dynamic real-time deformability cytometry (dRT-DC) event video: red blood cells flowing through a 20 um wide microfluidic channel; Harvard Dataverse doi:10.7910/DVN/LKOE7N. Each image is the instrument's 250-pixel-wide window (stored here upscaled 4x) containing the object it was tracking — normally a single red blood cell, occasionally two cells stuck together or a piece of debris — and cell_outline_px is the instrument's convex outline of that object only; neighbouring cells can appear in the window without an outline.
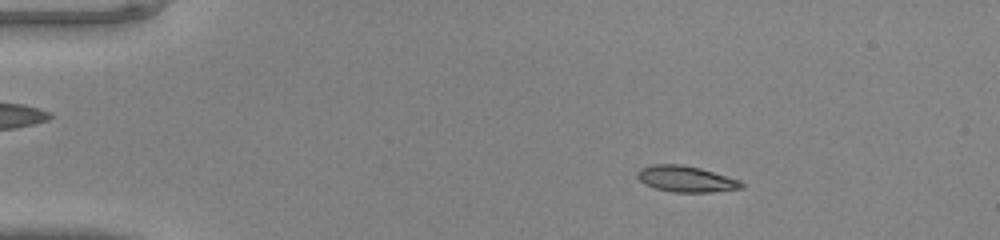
{"species": "common noctule bat (a hibernating species)", "species_latin": "Nyctalus noctula", "temperature_condition": "warm", "stored_images_in_passage": 47, "camera_frame_rate_fps": 3000, "um_per_image_px": 0.085, "animal": {"sex": "male", "body_mass_g": 20.0, "forearm_length_mm": 53.3}, "frame": {"image": 1, "passage_image": 8, "time_ms": 2.333, "image_size_px": [1000, 240], "cell_outline_px": [[744, 188], [712, 192], [672, 192], [656, 188], [644, 184], [636, 176], [636, 172], [640, 168], [652, 164], [680, 164], [700, 168], [740, 180], [744, 184]], "centroid_in_image_um": [58.29, 15.21], "position_along_channel_um": 26.7, "area_um2": 15.9}}
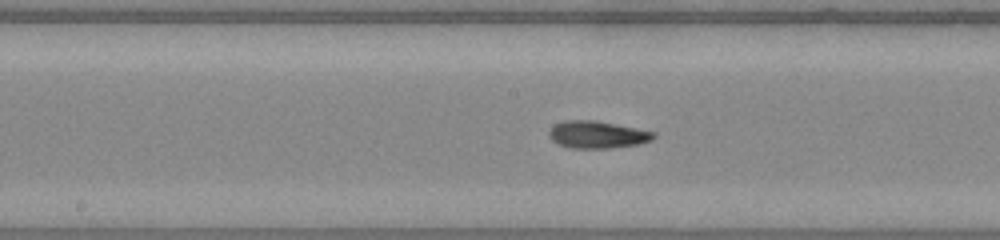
{"frame": {"image": 2, "passage_image": 25, "time_ms": 8.0, "image_size_px": [1000, 240], "cell_outline_px": [[656, 136], [652, 140], [640, 144], [612, 148], [568, 148], [552, 140], [548, 136], [548, 132], [556, 124], [564, 120], [596, 120], [656, 132]], "centroid_in_image_um": [50.79, 11.44], "position_along_channel_um": 197.4, "area_um2": 16.7}}
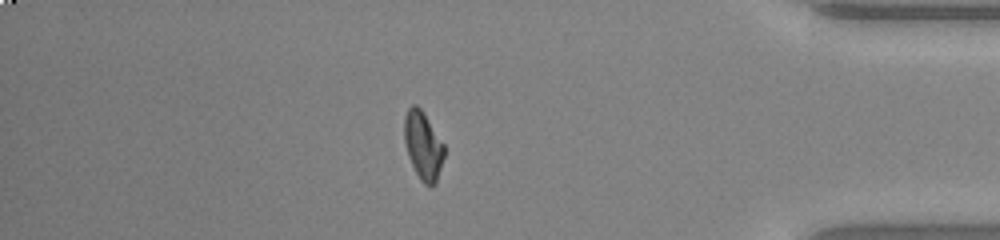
{"frame": {"image": 3, "passage_image": 41, "time_ms": 13.333, "image_size_px": [1000, 240], "cell_outline_px": [[444, 156], [436, 184], [432, 188], [428, 188], [420, 180], [408, 156], [404, 140], [404, 116], [408, 108], [412, 104], [416, 104], [424, 112], [444, 144]], "centroid_in_image_um": [35.96, 12.39], "position_along_channel_um": 399.2, "area_um2": 16.07}}